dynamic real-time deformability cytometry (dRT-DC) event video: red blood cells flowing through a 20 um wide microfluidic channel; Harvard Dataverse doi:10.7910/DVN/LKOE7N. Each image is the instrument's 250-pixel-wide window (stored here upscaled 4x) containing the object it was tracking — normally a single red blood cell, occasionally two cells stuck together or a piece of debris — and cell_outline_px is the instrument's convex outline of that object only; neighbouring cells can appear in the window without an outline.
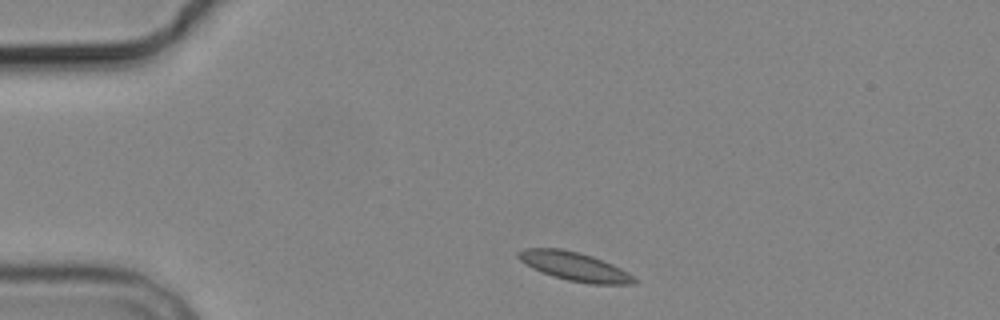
{"species": "common noctule bat (a hibernating species)", "species_latin": "Nyctalus noctula", "temperature_condition": "cold", "stored_images_in_passage": 5, "camera_frame_rate_fps": 3000, "um_per_image_px": 0.085, "animal": {"sex": "male", "body_mass_g": 19.2, "forearm_length_mm": 51.8}, "frame": {"image": 1, "passage_image": 1, "time_ms": 0.0, "image_size_px": [1000, 320], "cell_outline_px": [[636, 284], [588, 284], [568, 280], [552, 276], [532, 268], [520, 260], [516, 256], [516, 252], [524, 248], [560, 248], [580, 252], [592, 256], [612, 264], [636, 276]], "centroid_in_image_um": [48.84, 22.64], "position_along_channel_um": 36.2, "area_um2": 19.54}}
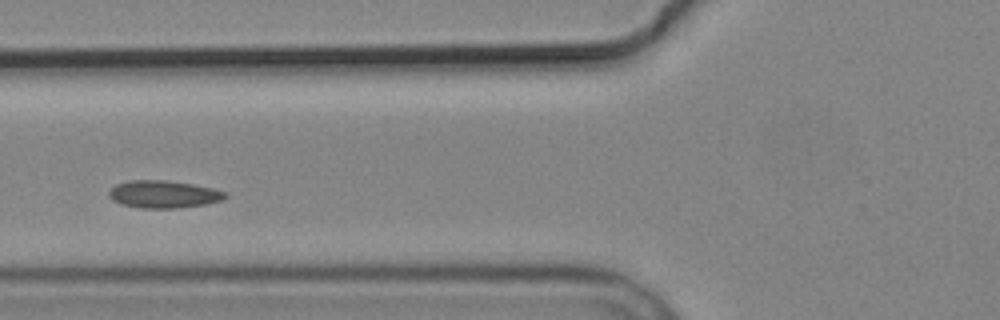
{"frame": {"image": 2, "passage_image": 4, "time_ms": 3.333, "image_size_px": [1000, 320], "cell_outline_px": [[228, 196], [220, 200], [208, 204], [176, 208], [140, 208], [120, 204], [112, 200], [108, 196], [108, 192], [116, 184], [128, 180], [168, 180], [192, 184], [212, 188], [228, 192]], "centroid_in_image_um": [13.89, 16.51], "position_along_channel_um": 111.9, "area_um2": 18.79}}
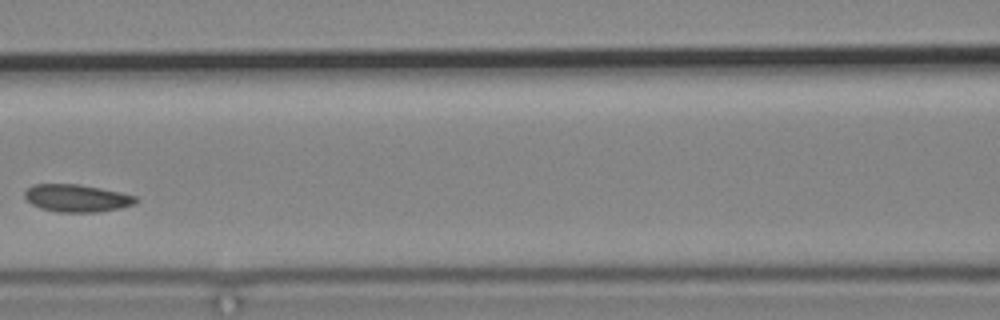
{"frame": {"image": 3, "passage_image": 5, "time_ms": 4.667, "image_size_px": [1000, 320], "cell_outline_px": [[140, 200], [136, 204], [120, 208], [100, 212], [56, 212], [40, 208], [32, 204], [24, 196], [24, 192], [32, 184], [80, 184], [120, 192], [136, 196]], "centroid_in_image_um": [6.56, 16.84], "position_along_channel_um": 160.0, "area_um2": 17.98}}